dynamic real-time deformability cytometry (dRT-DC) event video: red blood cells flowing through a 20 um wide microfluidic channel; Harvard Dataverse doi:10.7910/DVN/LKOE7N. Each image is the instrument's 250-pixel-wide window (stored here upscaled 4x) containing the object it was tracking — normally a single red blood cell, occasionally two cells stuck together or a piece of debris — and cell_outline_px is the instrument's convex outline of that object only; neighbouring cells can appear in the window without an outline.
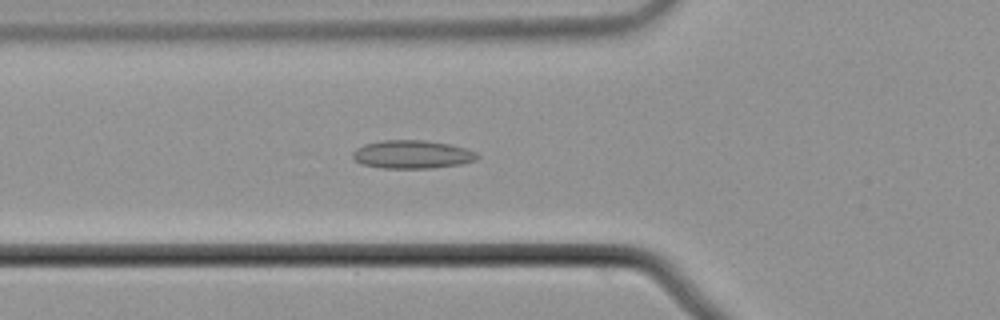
{"species": "common noctule bat (a hibernating species)", "species_latin": "Nyctalus noctula", "temperature_condition": "cold", "stored_images_in_passage": 41, "camera_frame_rate_fps": 3000, "um_per_image_px": 0.085, "animal": {"sex": "male", "body_mass_g": 21.5, "forearm_length_mm": 52.0}, "frame": {"image": 1, "passage_image": 6, "time_ms": 1.667, "image_size_px": [1000, 320], "cell_outline_px": [[480, 156], [476, 160], [460, 164], [432, 168], [380, 168], [360, 164], [352, 156], [352, 152], [356, 148], [364, 144], [380, 140], [424, 140], [448, 144], [464, 148], [476, 152]], "centroid_in_image_um": [35.0, 13.12], "position_along_channel_um": 90.8, "area_um2": 20.58}}
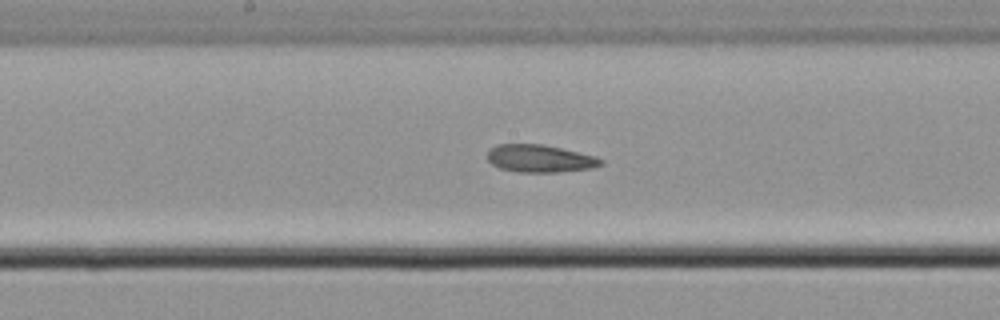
{"frame": {"image": 2, "passage_image": 15, "time_ms": 4.667, "image_size_px": [1000, 320], "cell_outline_px": [[604, 164], [592, 168], [556, 172], [520, 172], [500, 168], [492, 164], [488, 160], [488, 152], [496, 144], [544, 144], [596, 156], [604, 160]], "centroid_in_image_um": [45.92, 13.47], "position_along_channel_um": 202.3, "area_um2": 18.21}}
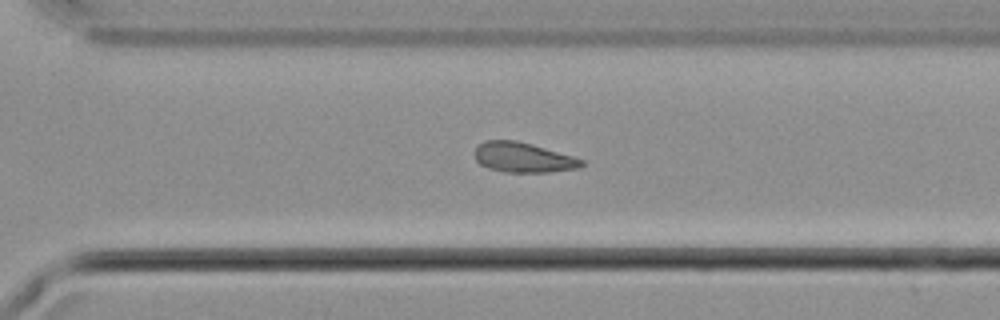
{"frame": {"image": 3, "passage_image": 25, "time_ms": 8.0, "image_size_px": [1000, 320], "cell_outline_px": [[584, 164], [580, 168], [548, 172], [504, 172], [488, 168], [480, 164], [476, 160], [472, 152], [484, 140], [516, 140], [532, 144], [572, 156], [584, 160]], "centroid_in_image_um": [44.44, 13.38], "position_along_channel_um": 326.2, "area_um2": 18.73}, "authors_computed_cell_mechanics": {"area_um2": 18.785, "velocity_mm_per_s": 3.7165, "shape_relaxation_time_tau1_ms": null, "shape_relaxation_time_tau2_ms": 5.9066, "deformation_change_tau1": null, "deformation_change_tau2": 0.1146}}